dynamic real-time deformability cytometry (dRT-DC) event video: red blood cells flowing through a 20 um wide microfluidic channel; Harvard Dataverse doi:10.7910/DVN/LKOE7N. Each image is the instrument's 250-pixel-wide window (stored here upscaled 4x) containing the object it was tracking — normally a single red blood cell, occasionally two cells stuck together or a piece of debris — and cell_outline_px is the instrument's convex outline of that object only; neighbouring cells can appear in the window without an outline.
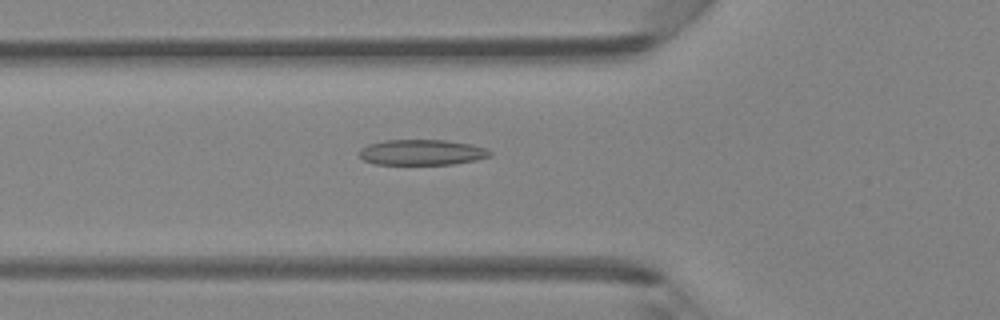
{"species": "Egyptian fruit bat (a non-hibernating species)", "species_latin": "Rousettus aegyptiacus", "temperature_condition": "room temperature", "stored_images_in_passage": 47, "camera_frame_rate_fps": 3000, "um_per_image_px": 0.085, "animal": {"sex": "female"}, "frame": {"image": 1, "passage_image": 17, "time_ms": 5.333, "image_size_px": [1000, 320], "cell_outline_px": [[492, 156], [476, 160], [452, 164], [376, 164], [364, 160], [360, 156], [360, 148], [368, 144], [384, 140], [448, 140], [472, 144], [484, 148], [492, 152]], "centroid_in_image_um": [35.87, 12.94], "position_along_channel_um": 89.9, "area_um2": 19.48}}
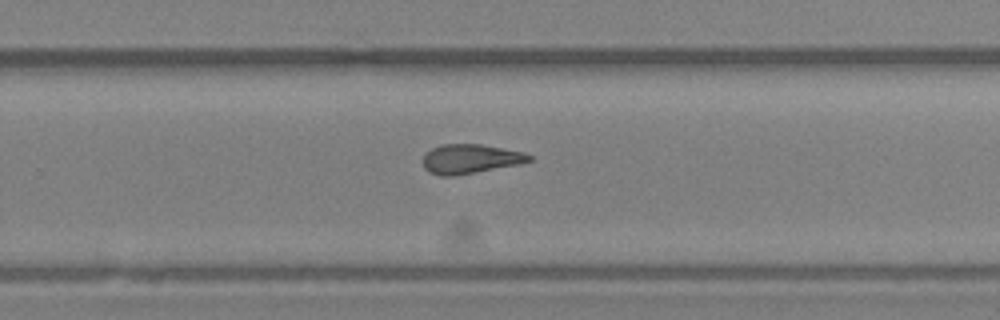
{"frame": {"image": 2, "passage_image": 31, "time_ms": 10.0, "image_size_px": [1000, 320], "cell_outline_px": [[532, 160], [520, 164], [456, 176], [440, 176], [428, 172], [424, 168], [424, 156], [432, 148], [440, 144], [480, 144], [524, 152], [532, 156]], "centroid_in_image_um": [39.98, 13.51], "position_along_channel_um": 289.8, "area_um2": 18.21}}
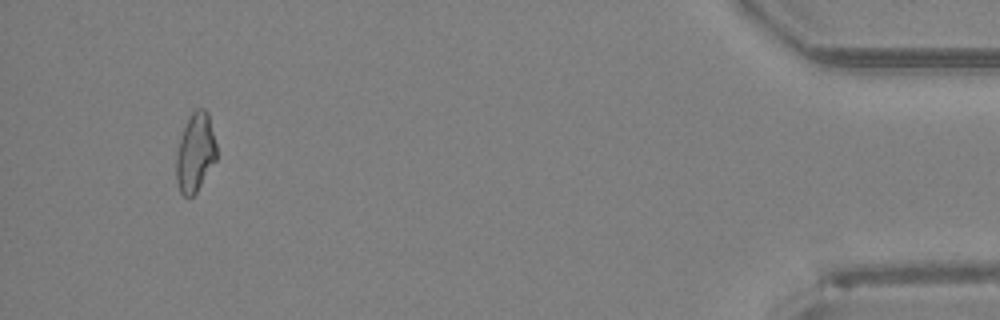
{"frame": {"image": 3, "passage_image": 45, "time_ms": 14.667, "image_size_px": [1000, 320], "cell_outline_px": [[216, 160], [196, 192], [188, 200], [180, 192], [176, 180], [176, 152], [184, 128], [192, 112], [196, 108], [204, 108], [208, 112], [216, 144]], "centroid_in_image_um": [16.59, 12.99], "position_along_channel_um": 418.6, "area_um2": 18.44}, "authors_computed_cell_mechanics": {"area_um2": 18.9584, "velocity_mm_per_s": 4.3012, "shape_relaxation_time_tau1_ms": null, "shape_relaxation_time_tau2_ms": 2.6345, "deformation_change_tau1": null, "deformation_change_tau2": 0.1245}}